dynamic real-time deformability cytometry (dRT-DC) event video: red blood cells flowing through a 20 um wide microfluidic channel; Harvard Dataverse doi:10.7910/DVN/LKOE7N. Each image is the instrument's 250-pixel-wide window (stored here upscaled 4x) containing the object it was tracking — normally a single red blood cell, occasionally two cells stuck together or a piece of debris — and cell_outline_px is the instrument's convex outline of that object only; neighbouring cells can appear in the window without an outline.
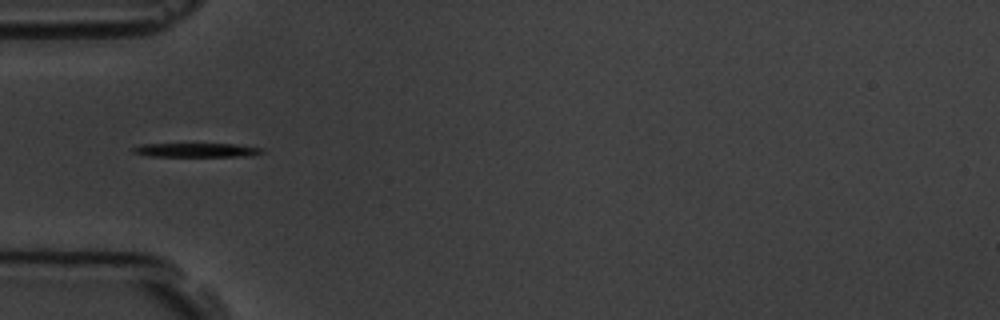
{"species": "common noctule bat (a hibernating species)", "species_latin": "Nyctalus noctula", "temperature_condition": "room temperature", "stored_images_in_passage": 11, "camera_frame_rate_fps": 3000, "um_per_image_px": 0.085, "animal": {"sex": "male", "body_mass_g": 19.5, "forearm_length_mm": 54.6}, "frame": {"image": 1, "passage_image": 1, "time_ms": 0.0, "image_size_px": [1000, 320], "cell_outline_px": [[264, 152], [252, 156], [148, 156], [132, 152], [132, 148], [140, 144], [236, 144], [264, 148]], "centroid_in_image_um": [16.73, 12.75], "position_along_channel_um": 68.3, "area_um2": 10.52}}
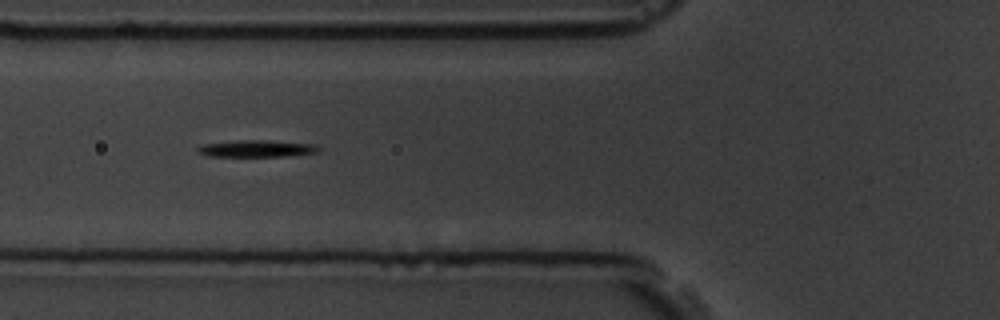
{"frame": {"image": 2, "passage_image": 2, "time_ms": 1.0, "image_size_px": [1000, 320], "cell_outline_px": [[320, 152], [284, 156], [208, 156], [200, 152], [196, 148], [200, 144], [240, 140], [260, 140], [316, 144], [320, 148]], "centroid_in_image_um": [21.82, 12.62], "position_along_channel_um": 104.0, "area_um2": 11.79}}
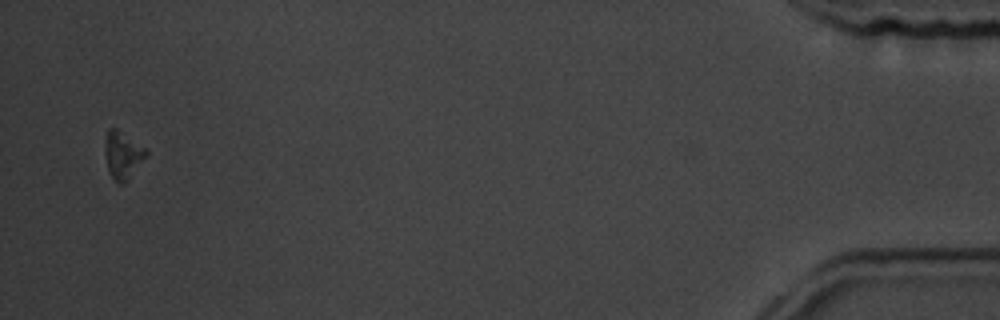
{"frame": {"image": 3, "passage_image": 11, "time_ms": 12.333, "image_size_px": [1000, 320], "cell_outline_px": [[148, 152], [124, 184], [120, 184], [112, 176], [108, 168], [104, 152], [104, 140], [108, 128], [116, 128], [148, 148]], "centroid_in_image_um": [10.41, 13.12], "position_along_channel_um": 424.8, "area_um2": 11.27}, "authors_computed_cell_mechanics": {"area_um2": 11.271, "velocity_mm_per_s": 3.6013, "shape_relaxation_time_tau1_ms": 1.7854, "shape_relaxation_time_tau2_ms": null, "deformation_change_tau1": 0.0857, "deformation_change_tau2": null}}